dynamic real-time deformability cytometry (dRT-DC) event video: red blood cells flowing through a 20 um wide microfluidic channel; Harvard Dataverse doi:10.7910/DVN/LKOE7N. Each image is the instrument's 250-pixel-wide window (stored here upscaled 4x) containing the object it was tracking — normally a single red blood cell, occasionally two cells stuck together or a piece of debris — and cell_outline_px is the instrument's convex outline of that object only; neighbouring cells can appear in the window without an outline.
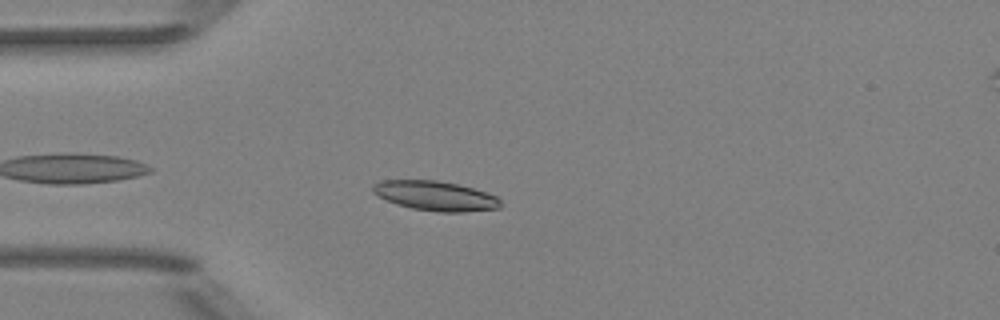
{"species": "Egyptian fruit bat (a non-hibernating species)", "species_latin": "Rousettus aegyptiacus", "temperature_condition": "room temperature", "stored_images_in_passage": 35, "camera_frame_rate_fps": 3000, "um_per_image_px": 0.085, "animal": {"sex": "female"}, "frame": {"image": 1, "passage_image": 4, "time_ms": 1.0, "image_size_px": [1000, 320], "cell_outline_px": [[500, 208], [464, 212], [440, 212], [412, 208], [396, 204], [372, 192], [372, 184], [380, 180], [436, 180], [460, 184], [496, 196], [500, 200]], "centroid_in_image_um": [36.99, 16.64], "position_along_channel_um": 48.0, "area_um2": 21.96}}
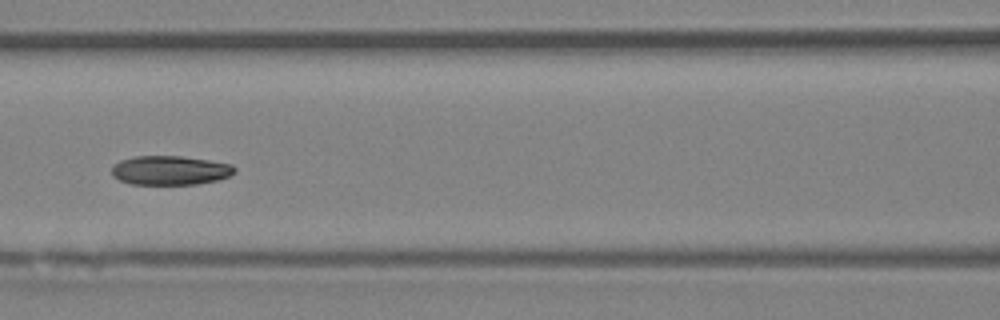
{"frame": {"image": 2, "passage_image": 13, "time_ms": 4.0, "image_size_px": [1000, 320], "cell_outline_px": [[236, 172], [228, 176], [216, 180], [196, 184], [128, 184], [112, 176], [112, 164], [120, 160], [132, 156], [180, 156], [208, 160], [232, 164], [236, 168]], "centroid_in_image_um": [14.42, 14.47], "position_along_channel_um": 152.2, "area_um2": 20.98}}
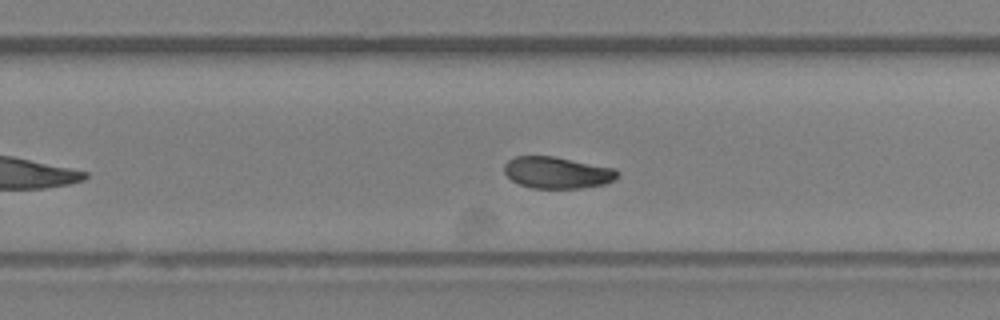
{"frame": {"image": 3, "passage_image": 23, "time_ms": 7.333, "image_size_px": [1000, 320], "cell_outline_px": [[620, 176], [604, 184], [580, 188], [532, 188], [520, 184], [512, 180], [504, 172], [504, 164], [508, 160], [516, 156], [556, 156], [616, 168], [620, 172]], "centroid_in_image_um": [47.39, 14.66], "position_along_channel_um": 282.4, "area_um2": 21.04}, "authors_computed_cell_mechanics": {"area_um2": 21.2126, "velocity_mm_per_s": 3.931, "shape_relaxation_time_tau1_ms": 4.2631, "shape_relaxation_time_tau2_ms": 3.125, "deformation_change_tau1": 0.1117, "deformation_change_tau2": 0.0586}}